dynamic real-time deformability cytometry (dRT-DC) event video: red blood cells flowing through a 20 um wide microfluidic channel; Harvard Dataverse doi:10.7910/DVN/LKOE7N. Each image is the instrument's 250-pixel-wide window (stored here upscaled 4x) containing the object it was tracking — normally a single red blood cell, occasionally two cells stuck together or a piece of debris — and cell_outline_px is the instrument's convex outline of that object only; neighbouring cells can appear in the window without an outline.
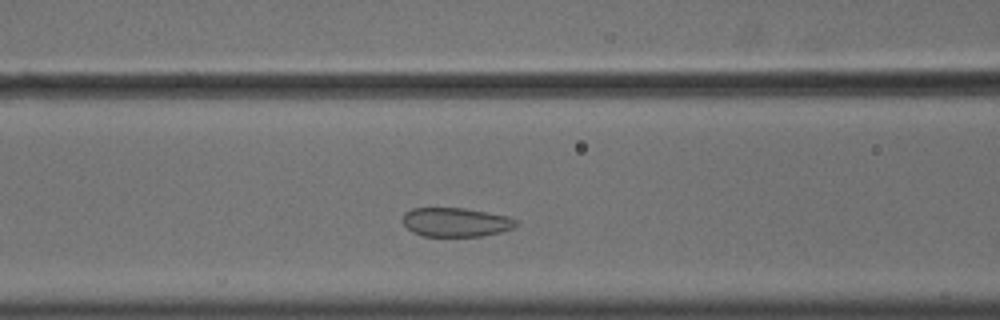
{"species": "common noctule bat (a hibernating species)", "species_latin": "Nyctalus noctula", "temperature_condition": "cold", "stored_images_in_passage": 35, "camera_frame_rate_fps": 3000, "um_per_image_px": 0.085, "animal": {"sex": "male", "body_mass_g": 18.8}, "frame": {"image": 1, "passage_image": 11, "time_ms": 3.333, "image_size_px": [1000, 320], "cell_outline_px": [[516, 224], [512, 228], [500, 232], [480, 236], [424, 236], [412, 232], [404, 224], [404, 212], [412, 208], [464, 208], [488, 212], [508, 216], [516, 220]], "centroid_in_image_um": [38.73, 18.88], "position_along_channel_um": 127.9, "area_um2": 19.02}}
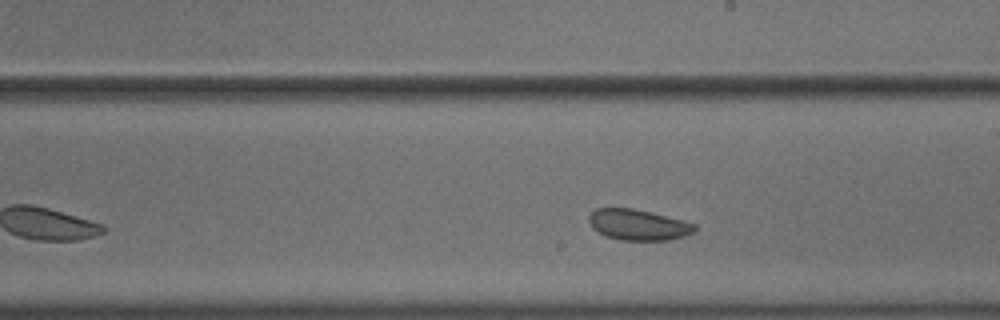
{"frame": {"image": 2, "passage_image": 20, "time_ms": 6.333, "image_size_px": [1000, 320], "cell_outline_px": [[696, 228], [692, 232], [684, 236], [668, 240], [620, 240], [604, 236], [592, 228], [588, 220], [588, 216], [596, 208], [632, 208], [652, 212], [696, 224]], "centroid_in_image_um": [54.21, 19.1], "position_along_channel_um": 234.8, "area_um2": 19.02}}
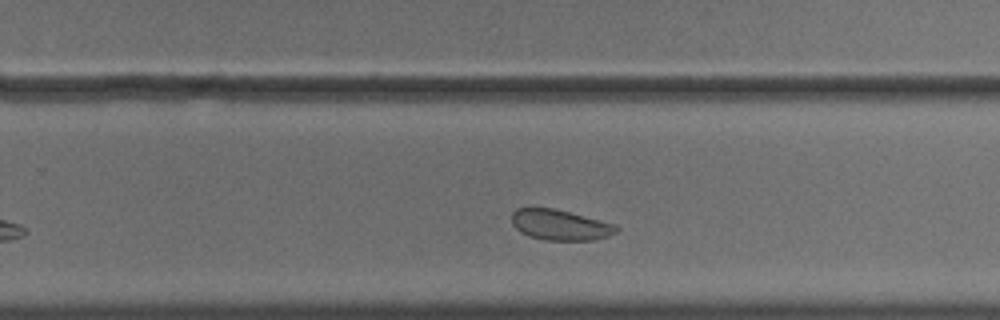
{"frame": {"image": 3, "passage_image": 24, "time_ms": 7.667, "image_size_px": [1000, 320], "cell_outline_px": [[620, 228], [616, 232], [608, 236], [596, 240], [544, 240], [528, 236], [520, 232], [512, 224], [512, 212], [516, 208], [552, 208], [616, 224]], "centroid_in_image_um": [47.6, 19.13], "position_along_channel_um": 282.2, "area_um2": 18.61}, "authors_computed_cell_mechanics": {"area_um2": 19.4786, "velocity_mm_per_s": 3.574, "shape_relaxation_time_tau1_ms": 2.6245, "shape_relaxation_time_tau2_ms": null, "deformation_change_tau1": 0.0382, "deformation_change_tau2": null}}